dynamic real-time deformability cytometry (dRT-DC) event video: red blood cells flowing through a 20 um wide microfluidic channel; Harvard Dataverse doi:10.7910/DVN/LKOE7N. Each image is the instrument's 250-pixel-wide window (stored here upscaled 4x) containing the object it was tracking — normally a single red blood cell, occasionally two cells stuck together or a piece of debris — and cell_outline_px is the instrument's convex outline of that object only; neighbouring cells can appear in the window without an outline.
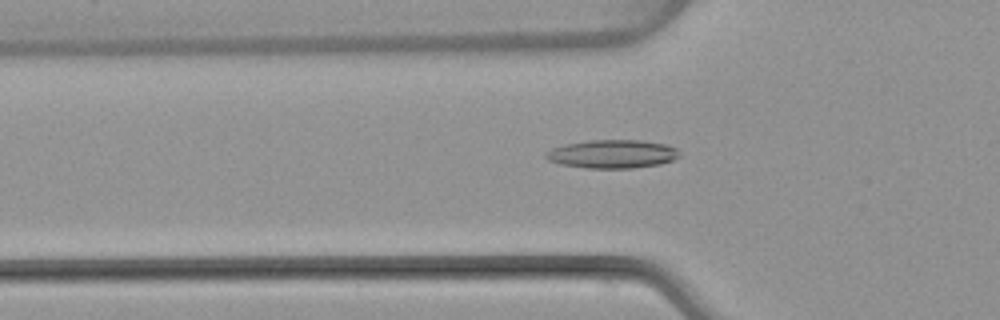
{"species": "common noctule bat (a hibernating species)", "species_latin": "Nyctalus noctula", "temperature_condition": "warm", "stored_images_in_passage": 45, "camera_frame_rate_fps": 3000, "um_per_image_px": 0.085, "animal": {"sex": "female", "body_mass_g": 22.7, "forearm_length_mm": 54.2}, "frame": {"image": 1, "passage_image": 12, "time_ms": 3.667, "image_size_px": [1000, 320], "cell_outline_px": [[680, 156], [672, 160], [660, 164], [632, 168], [588, 168], [560, 164], [548, 160], [544, 156], [544, 152], [552, 148], [568, 144], [588, 140], [640, 140], [668, 144], [676, 148], [680, 152]], "centroid_in_image_um": [52.06, 13.08], "position_along_channel_um": 73.7, "area_um2": 22.2}}
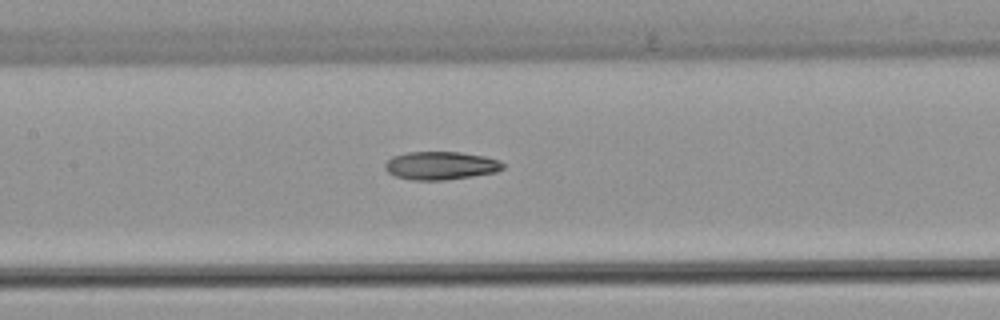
{"frame": {"image": 2, "passage_image": 19, "time_ms": 6.0, "image_size_px": [1000, 320], "cell_outline_px": [[504, 168], [496, 172], [472, 176], [444, 180], [412, 180], [396, 176], [388, 172], [384, 168], [384, 164], [392, 156], [408, 152], [460, 152], [484, 156], [500, 160], [504, 164]], "centroid_in_image_um": [37.46, 14.07], "position_along_channel_um": 169.9, "area_um2": 19.36}}
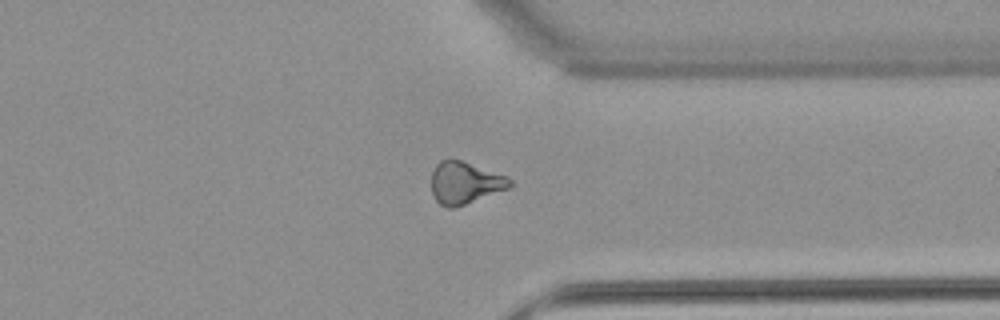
{"frame": {"image": 3, "passage_image": 34, "time_ms": 11.0, "image_size_px": [1000, 320], "cell_outline_px": [[512, 184], [508, 188], [456, 208], [448, 208], [440, 204], [432, 196], [432, 172], [436, 164], [440, 160], [460, 160], [508, 176], [512, 180]], "centroid_in_image_um": [39.51, 15.55], "position_along_channel_um": 371.9, "area_um2": 19.19}, "authors_computed_cell_mechanics": {"area_um2": 19.652, "velocity_mm_per_s": 4.0881, "shape_relaxation_time_tau1_ms": null, "shape_relaxation_time_tau2_ms": 7.6441, "deformation_change_tau1": null, "deformation_change_tau2": 0.1989}}